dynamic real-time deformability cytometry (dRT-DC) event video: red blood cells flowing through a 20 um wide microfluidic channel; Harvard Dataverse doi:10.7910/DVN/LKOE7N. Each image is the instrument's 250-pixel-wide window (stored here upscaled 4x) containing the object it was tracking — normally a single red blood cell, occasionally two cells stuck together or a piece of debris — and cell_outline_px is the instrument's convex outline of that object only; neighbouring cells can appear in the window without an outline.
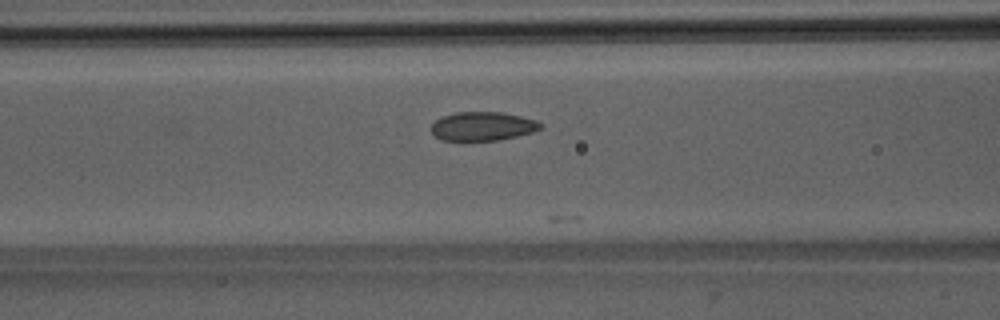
{"species": "Egyptian fruit bat (a non-hibernating species)", "species_latin": "Rousettus aegyptiacus", "temperature_condition": "room temperature", "stored_images_in_passage": 7, "camera_frame_rate_fps": 3000, "um_per_image_px": 0.085, "animal": {"sex": "male"}, "frame": {"image": 1, "passage_image": 5, "time_ms": 1.333, "image_size_px": [1000, 320], "cell_outline_px": [[544, 128], [536, 132], [496, 140], [440, 140], [428, 128], [440, 116], [456, 112], [504, 112], [536, 120], [544, 124]], "centroid_in_image_um": [41.05, 10.72], "position_along_channel_um": 125.6, "area_um2": 18.61}}